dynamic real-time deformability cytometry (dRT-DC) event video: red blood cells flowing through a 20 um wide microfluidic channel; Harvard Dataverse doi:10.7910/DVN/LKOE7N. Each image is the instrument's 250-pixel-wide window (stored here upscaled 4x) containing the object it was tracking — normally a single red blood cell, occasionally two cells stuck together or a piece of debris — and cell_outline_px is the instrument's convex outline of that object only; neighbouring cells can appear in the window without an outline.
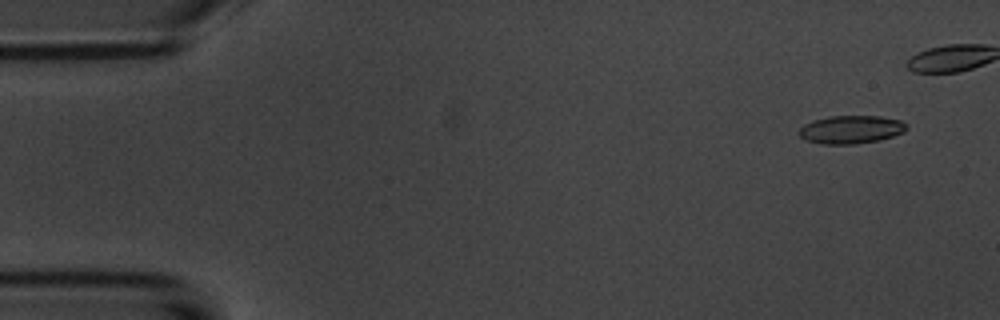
{"species": "common noctule bat (a hibernating species)", "species_latin": "Nyctalus noctula", "temperature_condition": "room temperature", "stored_images_in_passage": 7, "camera_frame_rate_fps": 3000, "um_per_image_px": 0.085, "animal": {"sex": "male", "body_mass_g": 20.1, "forearm_length_mm": 53.5}, "frame": {"image": 1, "passage_image": 2, "time_ms": 1.0, "image_size_px": [1000, 320], "cell_outline_px": [[908, 128], [904, 132], [880, 140], [856, 144], [820, 144], [804, 140], [800, 136], [800, 128], [804, 124], [812, 120], [828, 116], [880, 116], [900, 120], [908, 124]], "centroid_in_image_um": [72.34, 11.01], "position_along_channel_um": 12.7, "area_um2": 17.8}}